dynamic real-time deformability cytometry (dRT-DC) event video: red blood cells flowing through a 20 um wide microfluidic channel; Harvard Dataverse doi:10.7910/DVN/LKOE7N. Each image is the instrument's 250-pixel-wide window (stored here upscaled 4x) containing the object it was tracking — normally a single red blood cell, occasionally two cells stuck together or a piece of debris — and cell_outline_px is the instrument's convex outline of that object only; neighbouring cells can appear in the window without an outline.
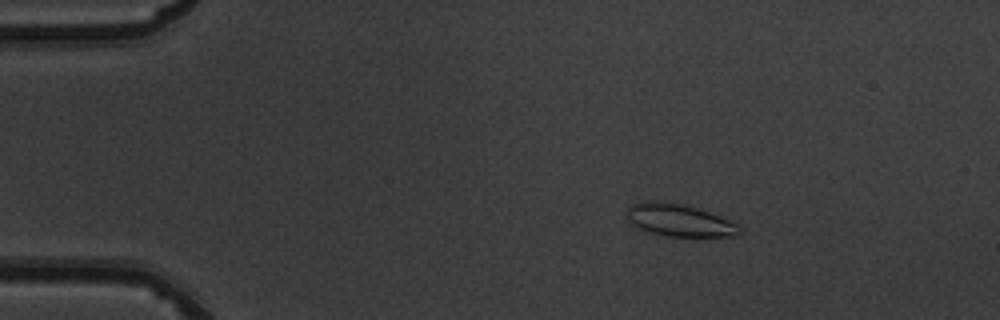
{"species": "common noctule bat (a hibernating species)", "species_latin": "Nyctalus noctula", "temperature_condition": "warm", "stored_images_in_passage": 51, "camera_frame_rate_fps": 3000, "um_per_image_px": 0.085, "animal": {"sex": "male", "body_mass_g": 19.5, "forearm_length_mm": 54.6}, "frame": {"image": 1, "passage_image": 9, "time_ms": 2.667, "image_size_px": [1000, 320], "cell_outline_px": [[740, 232], [736, 236], [668, 236], [636, 228], [628, 220], [628, 208], [632, 204], [644, 200], [660, 200], [684, 204], [720, 216], [736, 224], [740, 228]], "centroid_in_image_um": [57.69, 18.7], "position_along_channel_um": 27.3, "area_um2": 21.1}}
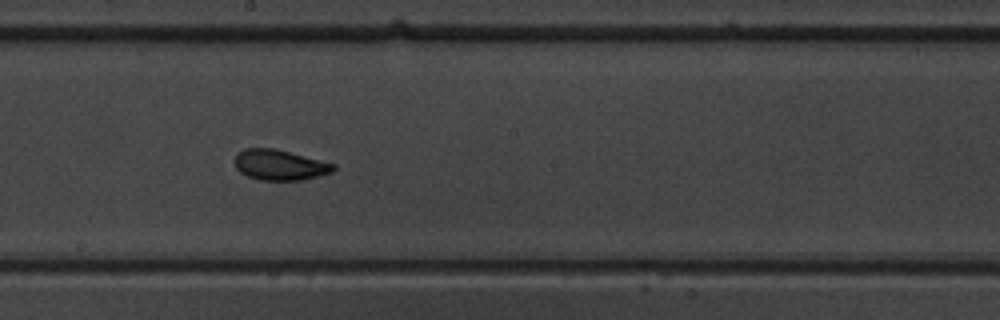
{"frame": {"image": 2, "passage_image": 29, "time_ms": 9.333, "image_size_px": [1000, 320], "cell_outline_px": [[336, 168], [332, 172], [300, 180], [260, 180], [248, 176], [240, 172], [236, 168], [236, 152], [244, 148], [272, 148], [336, 164]], "centroid_in_image_um": [23.76, 14.02], "position_along_channel_um": 224.4, "area_um2": 17.28}}
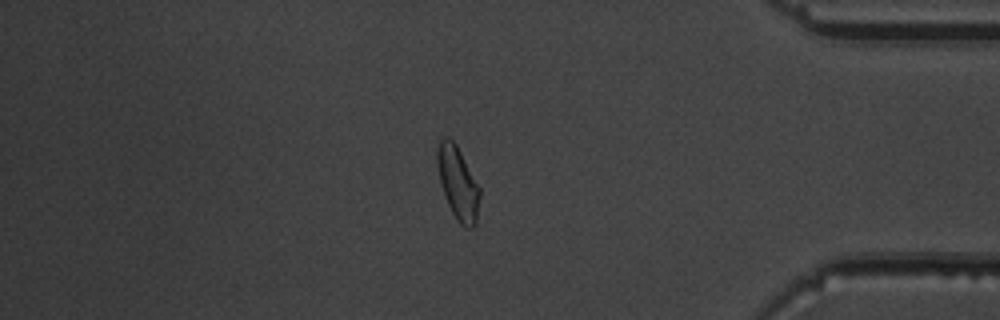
{"frame": {"image": 3, "passage_image": 44, "time_ms": 14.333, "image_size_px": [1000, 320], "cell_outline_px": [[480, 196], [476, 224], [472, 228], [464, 228], [456, 220], [448, 204], [440, 180], [436, 160], [436, 152], [440, 140], [444, 136], [448, 136], [456, 144], [480, 188]], "centroid_in_image_um": [38.92, 15.57], "position_along_channel_um": 396.3, "area_um2": 17.98}, "authors_computed_cell_mechanics": {"area_um2": 18.0336, "velocity_mm_per_s": 3.9993, "shape_relaxation_time_tau1_ms": 3.4795, "shape_relaxation_time_tau2_ms": 1.539, "deformation_change_tau1": 0.1225, "deformation_change_tau2": 0.0898}}